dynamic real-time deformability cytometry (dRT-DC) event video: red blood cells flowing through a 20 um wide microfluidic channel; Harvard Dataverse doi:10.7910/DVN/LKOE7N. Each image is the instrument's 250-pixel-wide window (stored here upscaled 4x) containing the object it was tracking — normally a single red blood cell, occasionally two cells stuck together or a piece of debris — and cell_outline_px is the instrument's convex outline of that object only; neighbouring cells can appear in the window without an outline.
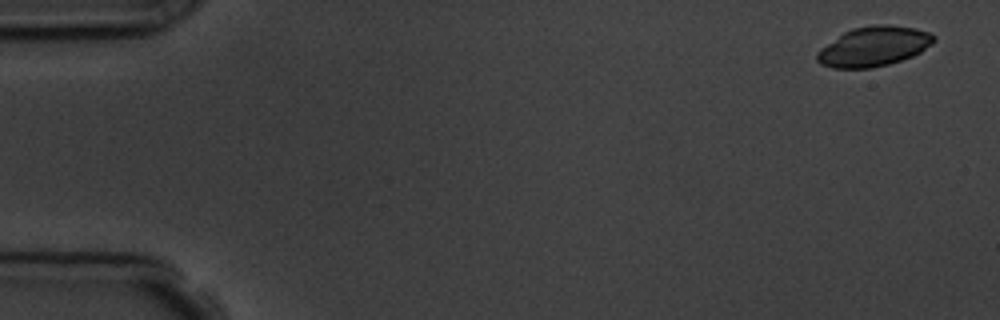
{"species": "common noctule bat (a hibernating species)", "species_latin": "Nyctalus noctula", "temperature_condition": "room temperature", "stored_images_in_passage": 5, "camera_frame_rate_fps": 3000, "um_per_image_px": 0.085, "animal": {"sex": "male", "body_mass_g": 19.5, "forearm_length_mm": 54.6}, "frame": {"image": 1, "passage_image": 1, "time_ms": 0.0, "image_size_px": [1000, 320], "cell_outline_px": [[936, 40], [932, 44], [920, 52], [912, 56], [888, 64], [872, 68], [832, 68], [820, 64], [816, 60], [816, 52], [820, 48], [844, 32], [852, 28], [872, 24], [888, 24], [916, 28], [928, 32], [936, 36]], "centroid_in_image_um": [74.26, 3.94], "position_along_channel_um": 10.7, "area_um2": 27.22}}